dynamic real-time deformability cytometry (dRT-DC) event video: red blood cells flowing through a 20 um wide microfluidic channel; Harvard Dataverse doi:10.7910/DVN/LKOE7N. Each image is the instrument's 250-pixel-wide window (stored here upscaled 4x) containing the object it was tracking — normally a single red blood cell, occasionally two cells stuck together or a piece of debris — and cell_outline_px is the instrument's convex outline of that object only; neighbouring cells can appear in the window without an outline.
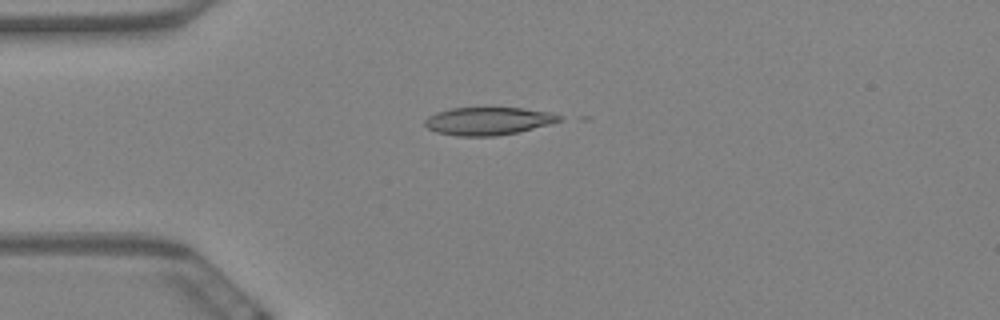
{"species": "Egyptian fruit bat (a non-hibernating species)", "species_latin": "Rousettus aegyptiacus", "temperature_condition": "warm", "stored_images_in_passage": 18, "camera_frame_rate_fps": 3000, "um_per_image_px": 0.085, "animal": {"sex": "female"}, "frame": {"image": 1, "passage_image": 15, "time_ms": 4.667, "image_size_px": [1000, 320], "cell_outline_px": [[560, 120], [552, 124], [516, 132], [496, 136], [456, 136], [436, 132], [428, 128], [424, 124], [424, 120], [428, 116], [436, 112], [452, 108], [524, 108], [552, 112], [560, 116]], "centroid_in_image_um": [41.48, 10.29], "position_along_channel_um": 43.5, "area_um2": 21.79}}